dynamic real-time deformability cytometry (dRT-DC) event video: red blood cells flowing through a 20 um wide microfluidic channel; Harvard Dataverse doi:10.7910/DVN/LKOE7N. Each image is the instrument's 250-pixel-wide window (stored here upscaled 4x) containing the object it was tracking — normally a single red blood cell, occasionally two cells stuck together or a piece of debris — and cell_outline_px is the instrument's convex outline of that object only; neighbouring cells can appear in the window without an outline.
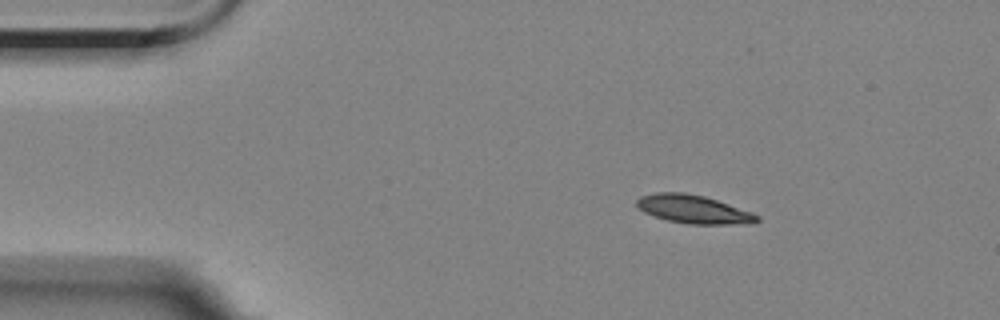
{"species": "Egyptian fruit bat (a non-hibernating species)", "species_latin": "Rousettus aegyptiacus", "temperature_condition": "room temperature", "stored_images_in_passage": 4, "segment_of_instrument_passage": [1, 2], "camera_frame_rate_fps": 3000, "um_per_image_px": 0.085, "animal": {"sex": "female"}, "frame": {"image": 1, "passage_image": 1, "time_ms": 0.0, "image_size_px": [1000, 320], "cell_outline_px": [[760, 220], [752, 224], [688, 224], [668, 220], [644, 212], [636, 204], [636, 200], [640, 196], [656, 192], [684, 192], [704, 196], [752, 212], [760, 216]], "centroid_in_image_um": [58.97, 17.79], "position_along_channel_um": 26.0, "area_um2": 19.83}}